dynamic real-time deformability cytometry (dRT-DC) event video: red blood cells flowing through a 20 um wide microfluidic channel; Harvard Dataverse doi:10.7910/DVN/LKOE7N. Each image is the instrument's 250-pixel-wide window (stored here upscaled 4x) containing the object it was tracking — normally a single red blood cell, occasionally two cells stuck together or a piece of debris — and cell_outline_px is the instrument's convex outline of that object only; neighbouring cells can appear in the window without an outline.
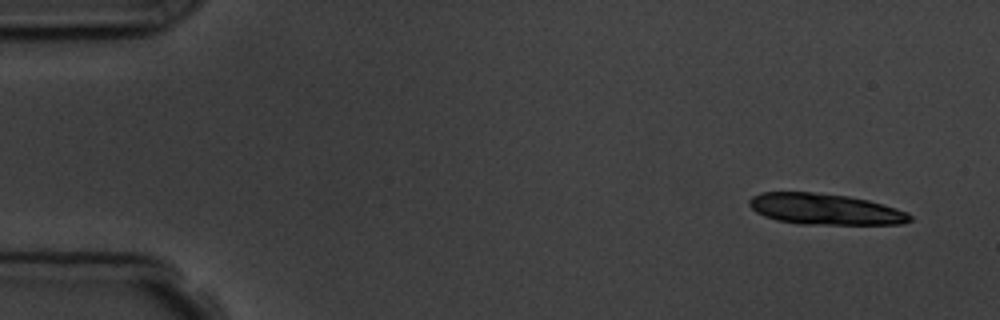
{"species": "common noctule bat (a hibernating species)", "species_latin": "Nyctalus noctula", "temperature_condition": "room temperature", "stored_images_in_passage": 7, "camera_frame_rate_fps": 3000, "um_per_image_px": 0.085, "animal": {"sex": "male", "body_mass_g": 19.5, "forearm_length_mm": 54.6}, "frame": {"image": 1, "passage_image": 1, "time_ms": 0.0, "image_size_px": [1000, 320], "cell_outline_px": [[912, 220], [904, 224], [800, 224], [776, 220], [764, 216], [756, 212], [748, 204], [748, 200], [752, 196], [760, 192], [812, 192], [848, 196], [868, 200], [884, 204], [908, 212], [912, 216]], "centroid_in_image_um": [70.13, 17.78], "position_along_channel_um": 14.9, "area_um2": 29.19}}
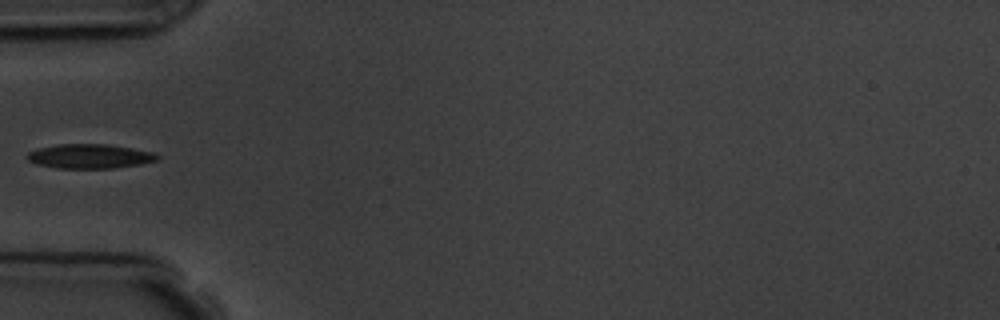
{"frame": {"image": 2, "passage_image": 5, "time_ms": 5.0, "image_size_px": [1000, 320], "cell_outline_px": [[160, 156], [156, 160], [140, 164], [112, 168], [60, 168], [36, 164], [28, 160], [24, 156], [28, 152], [40, 148], [56, 144], [108, 144], [132, 148], [152, 152]], "centroid_in_image_um": [7.59, 13.27], "position_along_channel_um": 77.4, "area_um2": 18.38}}